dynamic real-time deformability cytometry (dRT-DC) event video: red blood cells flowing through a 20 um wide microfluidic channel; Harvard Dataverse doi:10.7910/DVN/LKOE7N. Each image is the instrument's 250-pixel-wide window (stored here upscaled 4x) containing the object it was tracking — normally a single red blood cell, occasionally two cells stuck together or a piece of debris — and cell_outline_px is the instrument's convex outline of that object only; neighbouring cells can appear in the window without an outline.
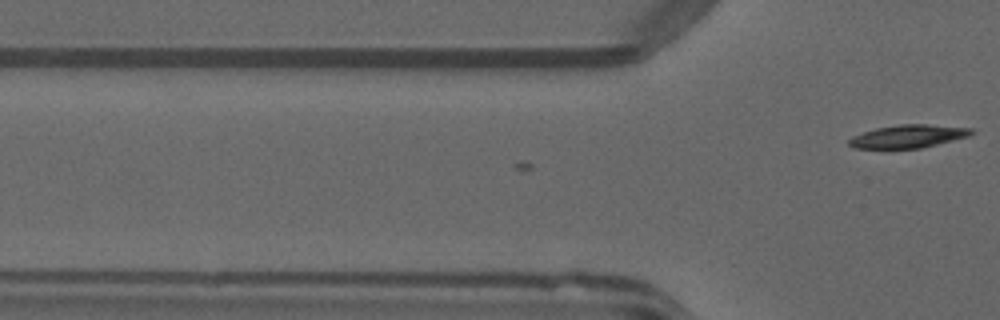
{"species": "common noctule bat (a hibernating species)", "species_latin": "Nyctalus noctula", "temperature_condition": "warm", "stored_images_in_passage": 4, "camera_frame_rate_fps": 3000, "um_per_image_px": 0.085, "animal": {"sex": "male", "forearm_length_mm": 52.5}, "frame": {"image": 1, "passage_image": 4, "time_ms": 1.0, "image_size_px": [1000, 320], "cell_outline_px": [[972, 132], [968, 136], [920, 148], [852, 148], [848, 144], [848, 140], [852, 136], [876, 128], [900, 124], [928, 124], [972, 128]], "centroid_in_image_um": [77.15, 11.58], "position_along_channel_um": 48.7, "area_um2": 16.18}}